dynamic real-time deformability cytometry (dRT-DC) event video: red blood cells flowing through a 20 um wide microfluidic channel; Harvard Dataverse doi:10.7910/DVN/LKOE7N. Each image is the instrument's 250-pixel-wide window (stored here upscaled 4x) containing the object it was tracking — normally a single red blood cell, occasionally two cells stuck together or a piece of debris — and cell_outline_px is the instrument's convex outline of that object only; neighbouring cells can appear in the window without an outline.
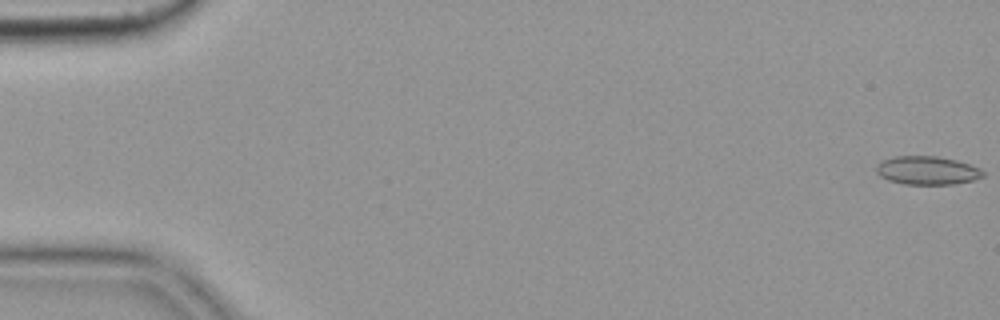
{"species": "common noctule bat (a hibernating species)", "species_latin": "Nyctalus noctula", "temperature_condition": "cold", "stored_images_in_passage": 8, "camera_frame_rate_fps": 3000, "um_per_image_px": 0.085, "animal": {"sex": "female", "body_mass_g": 19.9}, "frame": {"image": 1, "passage_image": 1, "time_ms": 0.0, "image_size_px": [1000, 320], "cell_outline_px": [[984, 176], [972, 180], [952, 184], [904, 184], [888, 180], [880, 176], [876, 172], [876, 164], [880, 160], [896, 156], [936, 156], [956, 160], [980, 168], [984, 172]], "centroid_in_image_um": [78.77, 14.48], "position_along_channel_um": 6.2, "area_um2": 17.69}}
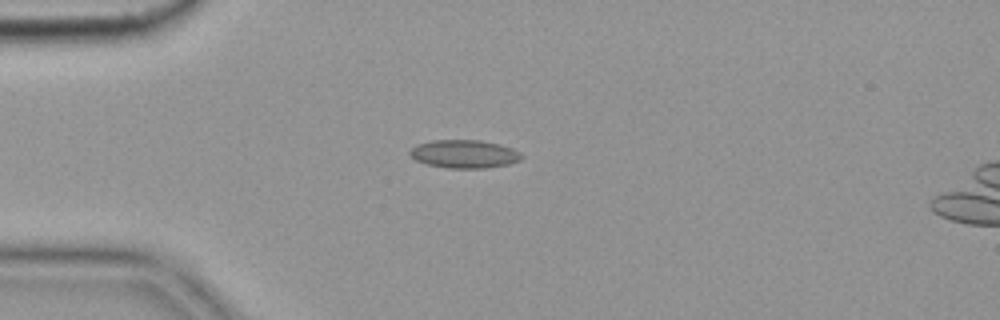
{"frame": {"image": 2, "passage_image": 5, "time_ms": 1.333, "image_size_px": [1000, 320], "cell_outline_px": [[524, 156], [520, 160], [508, 164], [484, 168], [448, 168], [428, 164], [416, 160], [408, 152], [412, 148], [420, 144], [432, 140], [480, 140], [500, 144], [512, 148], [520, 152]], "centroid_in_image_um": [39.5, 13.08], "position_along_channel_um": 45.5, "area_um2": 18.21}}